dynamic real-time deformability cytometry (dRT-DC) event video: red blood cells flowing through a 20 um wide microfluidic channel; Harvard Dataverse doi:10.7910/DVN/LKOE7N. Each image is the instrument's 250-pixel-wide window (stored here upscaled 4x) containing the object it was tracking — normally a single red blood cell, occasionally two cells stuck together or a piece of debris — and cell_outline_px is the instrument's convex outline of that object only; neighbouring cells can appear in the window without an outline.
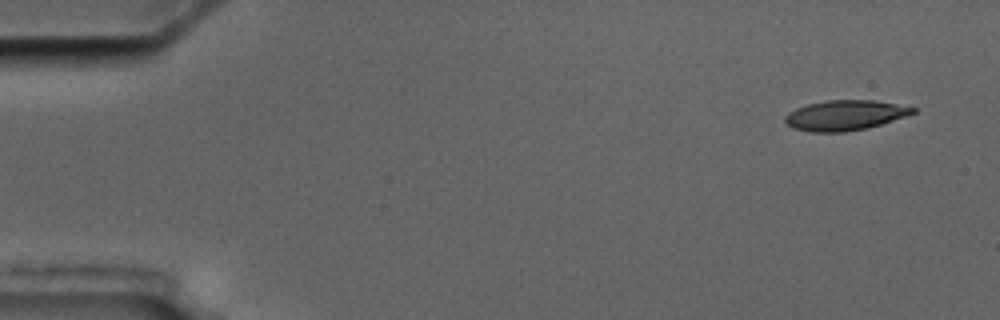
{"species": "common noctule bat (a hibernating species)", "species_latin": "Nyctalus noctula", "temperature_condition": "cold", "stored_images_in_passage": 3, "camera_frame_rate_fps": 3000, "um_per_image_px": 0.085, "animal": {"sex": "male", "body_mass_g": 17.5, "forearm_length_mm": 52.3}, "frame": {"image": 1, "passage_image": 1, "time_ms": 0.0, "image_size_px": [1000, 320], "cell_outline_px": [[916, 112], [868, 128], [844, 132], [812, 132], [792, 128], [784, 120], [784, 116], [788, 112], [796, 108], [808, 104], [828, 100], [876, 100], [916, 108]], "centroid_in_image_um": [71.78, 9.8], "position_along_channel_um": 13.2, "area_um2": 22.31}}